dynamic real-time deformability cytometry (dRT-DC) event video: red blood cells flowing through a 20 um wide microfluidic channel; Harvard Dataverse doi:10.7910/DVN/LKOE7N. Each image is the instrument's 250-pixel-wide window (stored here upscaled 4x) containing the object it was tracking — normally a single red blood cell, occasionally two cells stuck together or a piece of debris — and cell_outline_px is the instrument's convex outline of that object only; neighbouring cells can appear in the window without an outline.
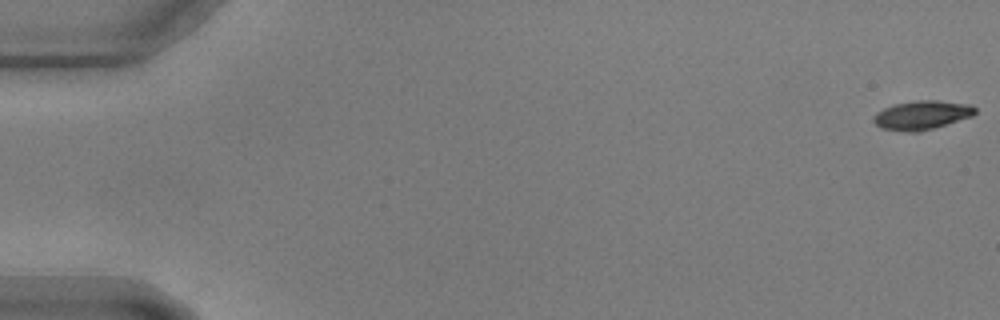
{"species": "common noctule bat (a hibernating species)", "species_latin": "Nyctalus noctula", "temperature_condition": "warm", "stored_images_in_passage": 59, "camera_frame_rate_fps": 3000, "um_per_image_px": 0.085, "animal": {"sex": "male", "body_mass_g": 17.9, "forearm_length_mm": 54.2}, "frame": {"image": 1, "passage_image": 1, "time_ms": 0.0, "image_size_px": [1000, 320], "cell_outline_px": [[976, 112], [972, 116], [920, 132], [908, 132], [880, 128], [872, 120], [872, 116], [876, 112], [892, 104], [916, 100], [940, 100], [972, 104], [976, 108]], "centroid_in_image_um": [78.34, 9.77], "position_along_channel_um": 6.7, "area_um2": 17.34}}
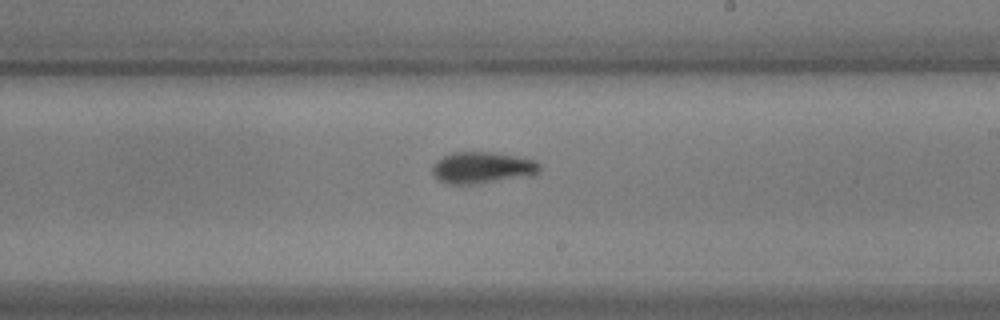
{"frame": {"image": 2, "passage_image": 35, "time_ms": 11.333, "image_size_px": [1000, 320], "cell_outline_px": [[540, 172], [536, 176], [480, 184], [448, 184], [432, 176], [432, 168], [436, 160], [452, 152], [492, 152], [516, 156], [536, 160], [540, 164]], "centroid_in_image_um": [41.05, 14.27], "position_along_channel_um": 248.0, "area_um2": 20.29}}
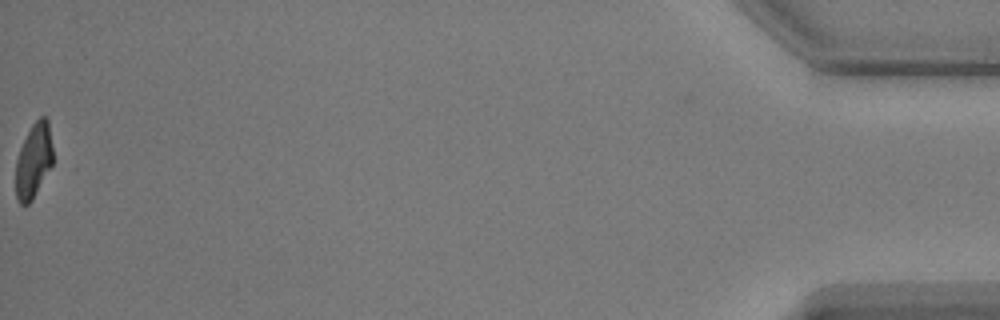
{"frame": {"image": 3, "passage_image": 59, "time_ms": 19.333, "image_size_px": [1000, 320], "cell_outline_px": [[52, 164], [32, 200], [28, 204], [20, 204], [16, 196], [16, 160], [20, 148], [32, 124], [40, 116], [44, 116], [48, 120], [52, 148]], "centroid_in_image_um": [2.85, 13.65], "position_along_channel_um": 432.4, "area_um2": 15.9}}